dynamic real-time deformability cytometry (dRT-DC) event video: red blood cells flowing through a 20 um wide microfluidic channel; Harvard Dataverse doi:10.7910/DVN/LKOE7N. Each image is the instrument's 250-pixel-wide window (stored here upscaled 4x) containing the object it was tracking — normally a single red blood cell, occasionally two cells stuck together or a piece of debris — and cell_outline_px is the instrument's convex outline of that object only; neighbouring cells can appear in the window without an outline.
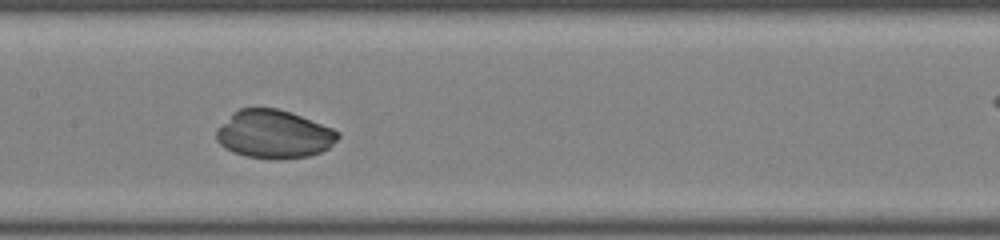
{"species": "common noctule bat (a hibernating species)", "species_latin": "Nyctalus noctula", "temperature_condition": "room temperature", "stored_images_in_passage": 32, "camera_frame_rate_fps": 3000, "um_per_image_px": 0.085, "animal": {"sex": "male", "body_mass_g": 19.0, "forearm_length_mm": 50.8}, "frame": {"image": 1, "passage_image": 16, "time_ms": 5.0, "image_size_px": [1000, 240], "cell_outline_px": [[340, 136], [328, 148], [320, 152], [308, 156], [280, 160], [276, 160], [244, 156], [232, 152], [224, 148], [216, 140], [216, 128], [240, 108], [276, 108], [300, 116], [332, 128], [340, 132]], "centroid_in_image_um": [23.26, 11.43], "position_along_channel_um": 184.1, "area_um2": 34.1}}
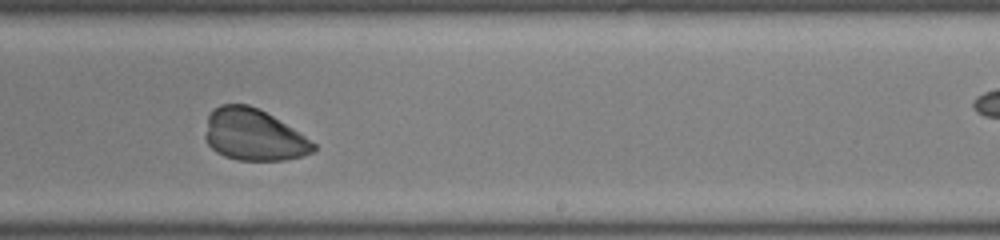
{"frame": {"image": 2, "passage_image": 22, "time_ms": 7.0, "image_size_px": [1000, 240], "cell_outline_px": [[316, 152], [304, 156], [284, 160], [236, 160], [224, 156], [216, 152], [204, 140], [204, 136], [208, 116], [220, 104], [248, 104], [260, 108], [292, 128], [316, 144]], "centroid_in_image_um": [21.55, 11.47], "position_along_channel_um": 267.4, "area_um2": 32.66}}
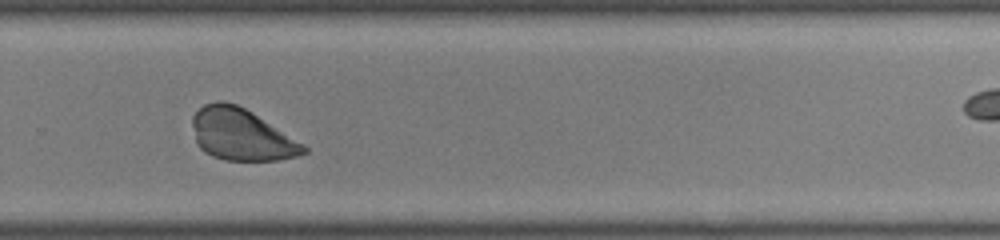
{"frame": {"image": 3, "passage_image": 25, "time_ms": 8.0, "image_size_px": [1000, 240], "cell_outline_px": [[308, 152], [300, 156], [276, 160], [224, 160], [212, 156], [204, 152], [196, 144], [192, 124], [192, 116], [204, 104], [216, 100], [220, 100], [236, 104], [252, 112], [304, 144], [308, 148]], "centroid_in_image_um": [20.5, 11.44], "position_along_channel_um": 309.3, "area_um2": 33.58}}